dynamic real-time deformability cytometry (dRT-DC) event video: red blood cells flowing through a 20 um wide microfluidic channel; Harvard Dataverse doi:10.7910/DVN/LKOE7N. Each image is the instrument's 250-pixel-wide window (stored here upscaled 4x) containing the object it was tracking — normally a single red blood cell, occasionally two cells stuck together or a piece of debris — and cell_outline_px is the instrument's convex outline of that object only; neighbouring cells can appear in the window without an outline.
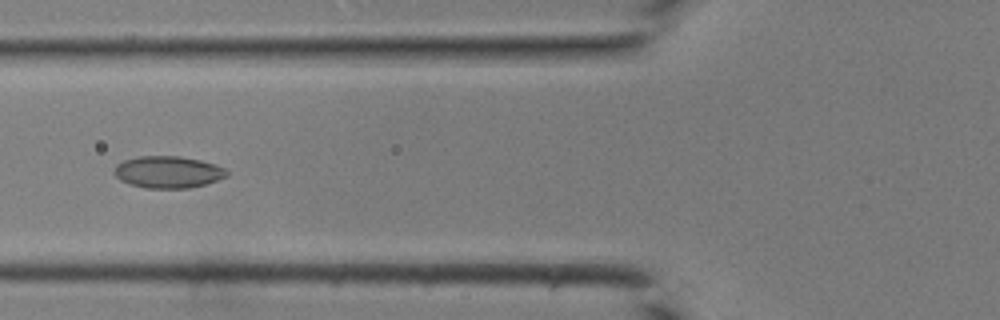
{"species": "common noctule bat (a hibernating species)", "species_latin": "Nyctalus noctula", "temperature_condition": "room temperature", "stored_images_in_passage": 42, "camera_frame_rate_fps": 3000, "um_per_image_px": 0.085, "animal": {"sex": "male", "body_mass_g": 19.0, "forearm_length_mm": 50.8}, "frame": {"image": 1, "passage_image": 17, "time_ms": 5.333, "image_size_px": [1000, 320], "cell_outline_px": [[228, 176], [204, 184], [188, 188], [144, 188], [120, 180], [112, 172], [116, 164], [124, 160], [140, 156], [180, 156], [200, 160], [224, 168], [228, 172]], "centroid_in_image_um": [14.24, 14.62], "position_along_channel_um": 111.6, "area_um2": 20.81}}
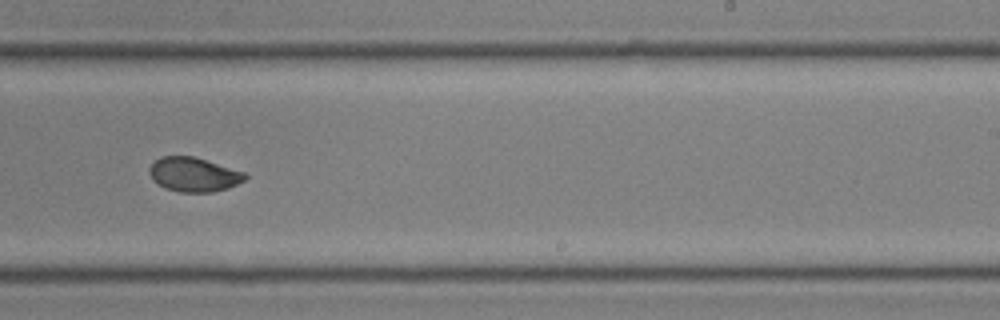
{"frame": {"image": 2, "passage_image": 27, "time_ms": 8.667, "image_size_px": [1000, 320], "cell_outline_px": [[248, 176], [244, 180], [228, 188], [212, 192], [180, 192], [164, 188], [152, 180], [148, 172], [148, 168], [160, 156], [192, 156], [244, 172]], "centroid_in_image_um": [16.42, 14.84], "position_along_channel_um": 272.6, "area_um2": 19.02}}
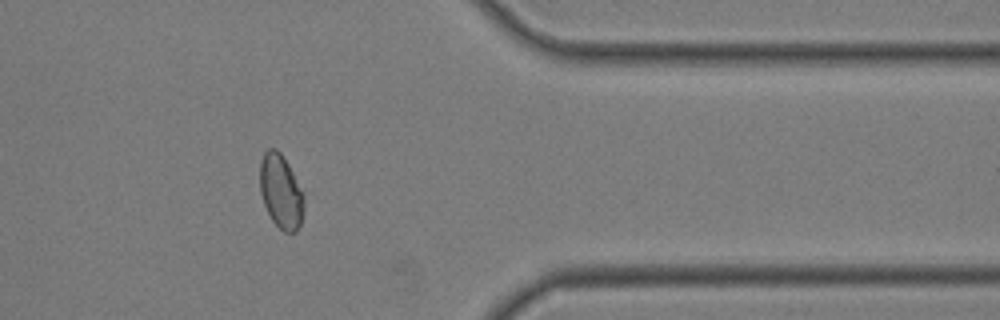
{"frame": {"image": 3, "passage_image": 35, "time_ms": 11.333, "image_size_px": [1000, 320], "cell_outline_px": [[304, 212], [300, 224], [296, 232], [284, 232], [272, 220], [264, 204], [260, 192], [260, 160], [264, 152], [268, 148], [276, 148], [280, 152], [288, 164], [304, 196]], "centroid_in_image_um": [23.87, 16.27], "position_along_channel_um": 387.5, "area_um2": 18.9}}